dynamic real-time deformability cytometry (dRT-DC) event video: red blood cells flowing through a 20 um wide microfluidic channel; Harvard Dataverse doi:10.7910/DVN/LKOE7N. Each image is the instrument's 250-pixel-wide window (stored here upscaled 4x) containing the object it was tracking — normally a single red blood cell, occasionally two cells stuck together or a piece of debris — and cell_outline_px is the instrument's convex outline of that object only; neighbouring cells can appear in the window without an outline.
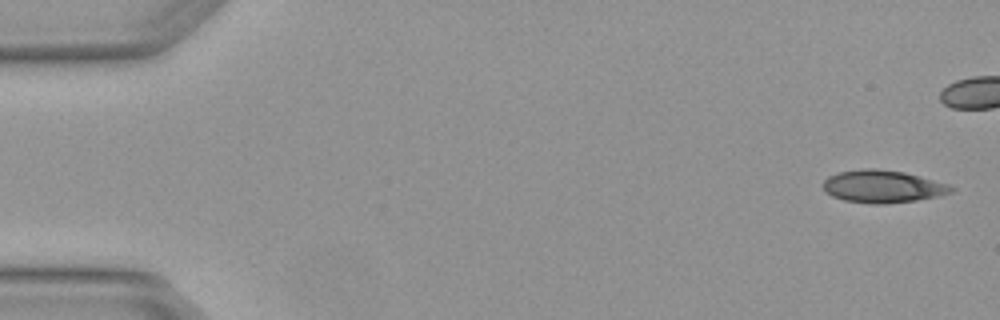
{"species": "Egyptian fruit bat (a non-hibernating species)", "species_latin": "Rousettus aegyptiacus", "temperature_condition": "warm", "stored_images_in_passage": 6, "camera_frame_rate_fps": 3000, "um_per_image_px": 0.085, "animal": {"sex": "female"}, "frame": {"image": 1, "passage_image": 1, "time_ms": 0.0, "image_size_px": [1000, 320], "cell_outline_px": [[956, 188], [952, 192], [936, 196], [916, 200], [884, 204], [872, 204], [844, 200], [832, 196], [820, 184], [828, 176], [836, 172], [864, 168], [876, 168], [904, 172], [920, 176], [948, 184]], "centroid_in_image_um": [75.0, 15.84], "position_along_channel_um": 10.0, "area_um2": 24.33}}
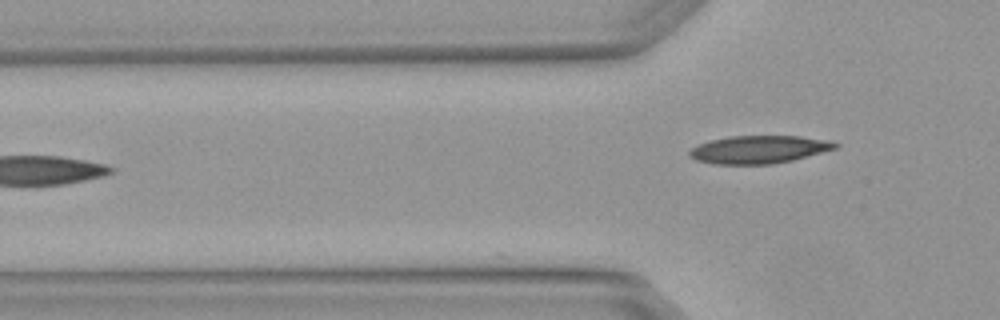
{"frame": {"image": 2, "passage_image": 6, "time_ms": 1.667, "image_size_px": [1000, 320], "cell_outline_px": [[840, 144], [836, 148], [792, 160], [772, 164], [712, 164], [696, 160], [688, 156], [688, 152], [692, 148], [700, 144], [712, 140], [732, 136], [800, 136], [832, 140]], "centroid_in_image_um": [64.52, 12.7], "position_along_channel_um": 61.3, "area_um2": 23.58}}